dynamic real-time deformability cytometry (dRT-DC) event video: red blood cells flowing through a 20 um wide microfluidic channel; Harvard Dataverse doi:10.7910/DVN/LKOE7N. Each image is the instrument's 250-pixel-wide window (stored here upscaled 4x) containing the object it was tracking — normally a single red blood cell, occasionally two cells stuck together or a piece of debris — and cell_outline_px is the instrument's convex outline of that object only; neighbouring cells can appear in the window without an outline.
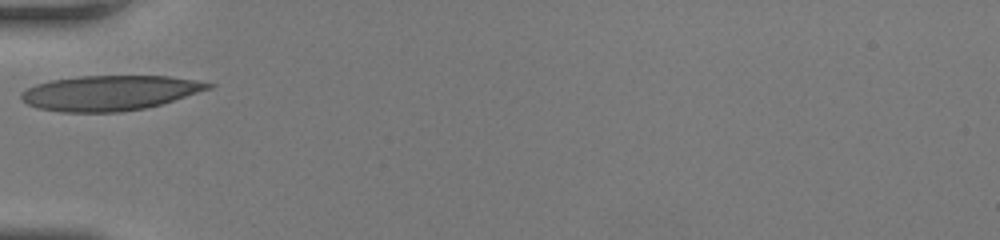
{"species": "human", "species_latin": "Homo sapiens", "temperature_condition": "room temperature", "stored_images_in_passage": 24, "camera_frame_rate_fps": 3000, "um_per_image_px": 0.085, "donor": {"sex": "female"}, "frame": {"image": 1, "passage_image": 1, "time_ms": 0.0, "image_size_px": [1000, 240], "cell_outline_px": [[216, 84], [212, 88], [160, 104], [144, 108], [120, 112], [60, 112], [36, 108], [28, 104], [20, 96], [20, 92], [36, 84], [52, 80], [80, 76], [168, 76], [196, 80]], "centroid_in_image_um": [9.31, 7.9], "position_along_channel_um": 75.7, "area_um2": 38.03}}
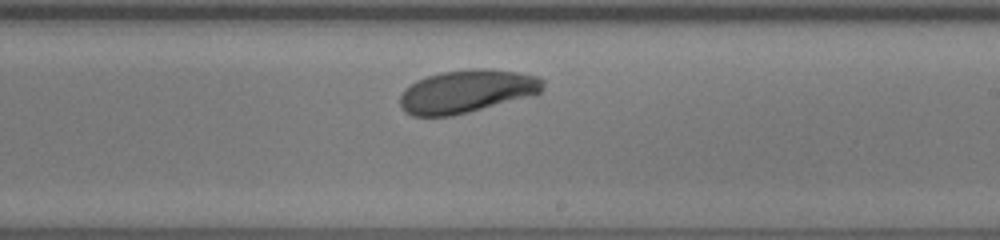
{"frame": {"image": 2, "passage_image": 14, "time_ms": 4.333, "image_size_px": [1000, 240], "cell_outline_px": [[544, 88], [536, 96], [452, 116], [412, 116], [404, 112], [400, 108], [400, 96], [404, 88], [416, 80], [440, 72], [476, 68], [488, 68], [516, 72], [536, 76], [544, 80]], "centroid_in_image_um": [39.69, 7.77], "position_along_channel_um": 249.3, "area_um2": 36.36}}
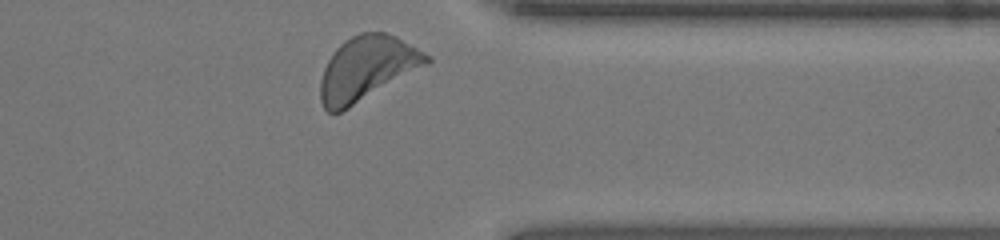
{"frame": {"image": 3, "passage_image": 24, "time_ms": 7.667, "image_size_px": [1000, 240], "cell_outline_px": [[432, 60], [428, 64], [348, 108], [340, 112], [328, 112], [324, 108], [320, 100], [320, 80], [324, 68], [328, 60], [336, 48], [344, 40], [360, 32], [384, 32], [396, 36], [432, 56]], "centroid_in_image_um": [31.19, 5.79], "position_along_channel_um": 380.2, "area_um2": 39.48}, "authors_computed_cell_mechanics": {"area_um2": 35.5759, "velocity_mm_per_s": 4.0246, "shape_relaxation_time_tau1_ms": 1.7765, "shape_relaxation_time_tau2_ms": null, "deformation_change_tau1": 0.1185, "deformation_change_tau2": null}}